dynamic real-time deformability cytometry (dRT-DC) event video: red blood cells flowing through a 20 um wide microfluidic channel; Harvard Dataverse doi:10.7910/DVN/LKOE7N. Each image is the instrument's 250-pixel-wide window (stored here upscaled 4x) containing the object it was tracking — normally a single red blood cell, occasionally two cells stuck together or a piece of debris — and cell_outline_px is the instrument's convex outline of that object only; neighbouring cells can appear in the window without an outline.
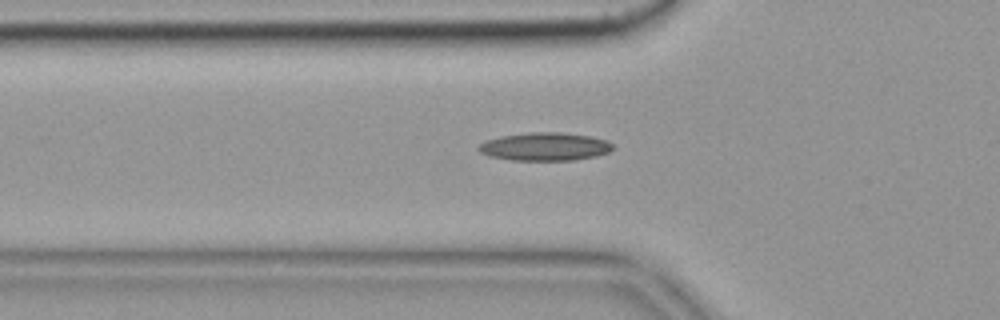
{"species": "common noctule bat (a hibernating species)", "species_latin": "Nyctalus noctula", "temperature_condition": "cold", "stored_images_in_passage": 53, "camera_frame_rate_fps": 3000, "um_per_image_px": 0.085, "animal": {"sex": "female", "body_mass_g": 19.9}, "frame": {"image": 1, "passage_image": 16, "time_ms": 5.0, "image_size_px": [1000, 320], "cell_outline_px": [[612, 148], [608, 152], [596, 156], [572, 160], [512, 160], [488, 156], [480, 152], [476, 148], [484, 140], [500, 136], [528, 132], [560, 132], [592, 136], [604, 140], [612, 144]], "centroid_in_image_um": [46.26, 12.45], "position_along_channel_um": 79.5, "area_um2": 22.02}, "authors_computed_cell_mechanics": {"area_um2": 19.4786, "velocity_mm_per_s": 3.5811, "shape_relaxation_time_tau1_ms": null, "shape_relaxation_time_tau2_ms": 7.5629, "deformation_change_tau1": null, "deformation_change_tau2": 0.1676}}